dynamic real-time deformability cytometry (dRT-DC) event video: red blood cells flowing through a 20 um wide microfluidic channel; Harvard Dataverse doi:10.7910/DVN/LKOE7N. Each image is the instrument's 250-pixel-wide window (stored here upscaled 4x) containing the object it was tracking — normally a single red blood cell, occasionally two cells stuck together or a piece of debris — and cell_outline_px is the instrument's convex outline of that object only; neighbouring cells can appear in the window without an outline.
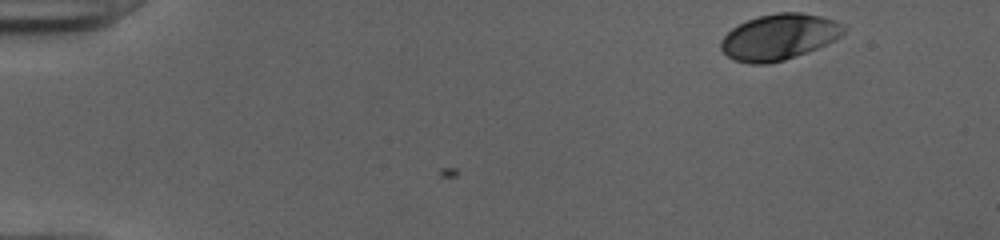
{"species": "human", "species_latin": "Homo sapiens", "temperature_condition": "cold", "stored_images_in_passage": 48, "camera_frame_rate_fps": 3000, "um_per_image_px": 0.085, "donor": {"sex": "female"}, "frame": {"image": 1, "passage_image": 1, "time_ms": 0.0, "image_size_px": [1000, 240], "cell_outline_px": [[848, 28], [836, 40], [816, 48], [784, 60], [768, 64], [748, 64], [732, 60], [720, 48], [720, 40], [732, 28], [748, 20], [760, 16], [776, 12], [800, 12], [820, 16], [836, 20], [844, 24]], "centroid_in_image_um": [66.23, 3.14], "position_along_channel_um": 18.8, "area_um2": 32.95}}
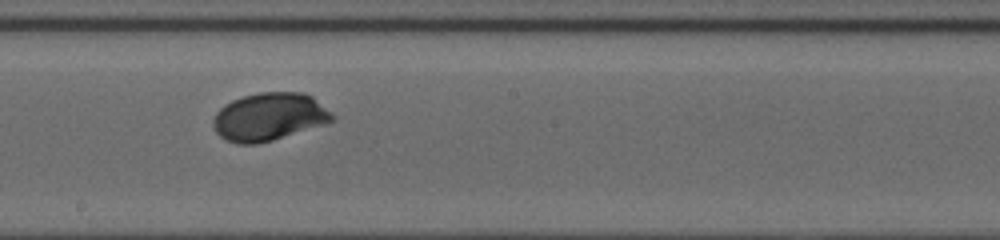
{"frame": {"image": 2, "passage_image": 26, "time_ms": 8.333, "image_size_px": [1000, 240], "cell_outline_px": [[336, 116], [332, 120], [324, 124], [272, 140], [256, 144], [236, 144], [224, 140], [216, 132], [212, 124], [212, 120], [216, 112], [224, 104], [232, 100], [244, 96], [260, 92], [304, 92], [312, 96], [332, 112]], "centroid_in_image_um": [22.85, 9.92], "position_along_channel_um": 225.3, "area_um2": 33.29}}
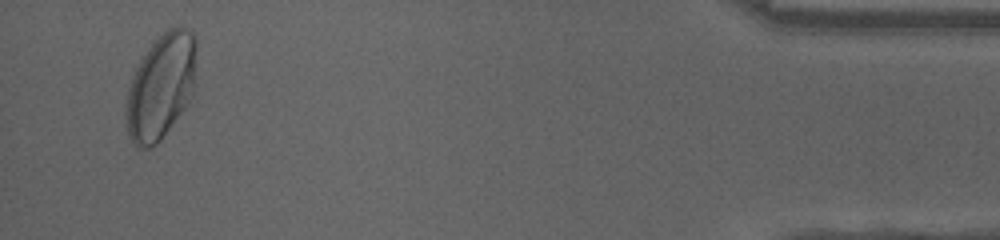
{"frame": {"image": 3, "passage_image": 46, "time_ms": 15.0, "image_size_px": [1000, 240], "cell_outline_px": [[196, 52], [192, 92], [184, 108], [160, 140], [156, 144], [148, 148], [136, 148], [128, 136], [124, 108], [128, 88], [132, 76], [140, 60], [148, 48], [168, 28], [184, 28], [192, 32], [196, 36]], "centroid_in_image_um": [13.63, 7.38], "position_along_channel_um": 421.6, "area_um2": 42.77}, "authors_computed_cell_mechanics": {"area_um2": 32.5125, "velocity_mm_per_s": 3.9571, "shape_relaxation_time_tau1_ms": 1.9103, "shape_relaxation_time_tau2_ms": null, "deformation_change_tau1": 0.1376, "deformation_change_tau2": null}}